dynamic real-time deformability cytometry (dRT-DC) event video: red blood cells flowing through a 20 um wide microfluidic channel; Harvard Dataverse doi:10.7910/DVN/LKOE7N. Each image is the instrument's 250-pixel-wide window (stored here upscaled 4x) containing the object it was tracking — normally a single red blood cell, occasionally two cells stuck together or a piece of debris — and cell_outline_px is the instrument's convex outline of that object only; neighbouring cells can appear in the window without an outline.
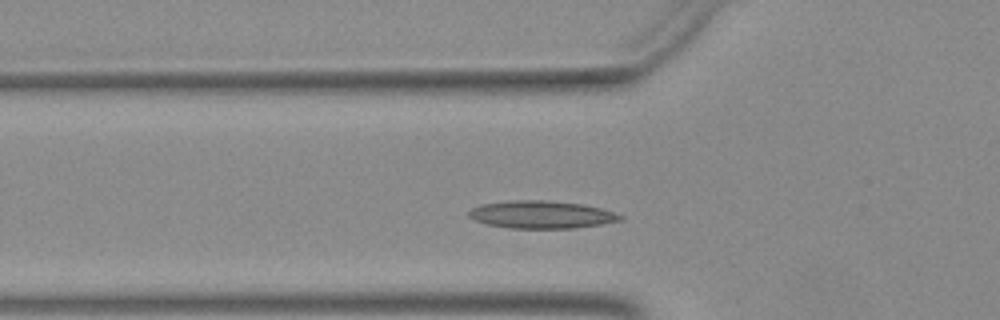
{"species": "Egyptian fruit bat (a non-hibernating species)", "species_latin": "Rousettus aegyptiacus", "temperature_condition": "warm", "stored_images_in_passage": 22, "camera_frame_rate_fps": 3000, "um_per_image_px": 0.085, "animal": {"sex": "female"}, "frame": {"image": 1, "passage_image": 9, "time_ms": 2.667, "image_size_px": [1000, 320], "cell_outline_px": [[624, 220], [576, 228], [508, 228], [488, 224], [472, 220], [468, 216], [468, 212], [472, 208], [480, 204], [512, 200], [544, 200], [584, 204], [616, 212], [624, 216]], "centroid_in_image_um": [46.03, 18.24], "position_along_channel_um": 79.8, "area_um2": 24.57}}
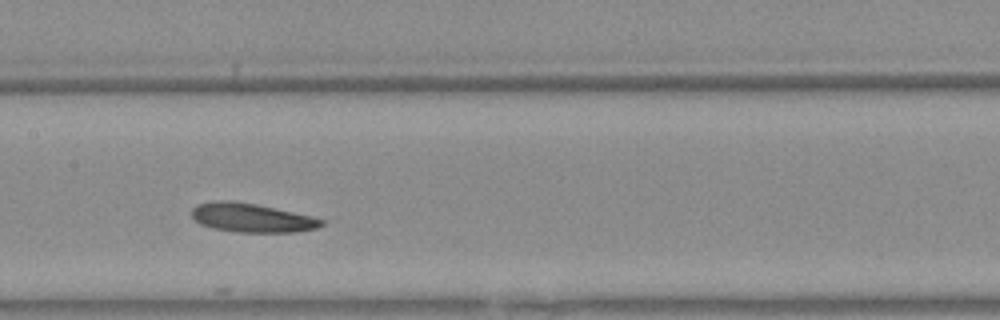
{"frame": {"image": 2, "passage_image": 17, "time_ms": 5.333, "image_size_px": [1000, 320], "cell_outline_px": [[324, 224], [316, 228], [296, 232], [236, 232], [212, 228], [200, 224], [192, 216], [192, 208], [196, 204], [212, 200], [228, 200], [256, 204], [292, 212], [324, 220]], "centroid_in_image_um": [21.33, 18.51], "position_along_channel_um": 186.1, "area_um2": 21.73}}
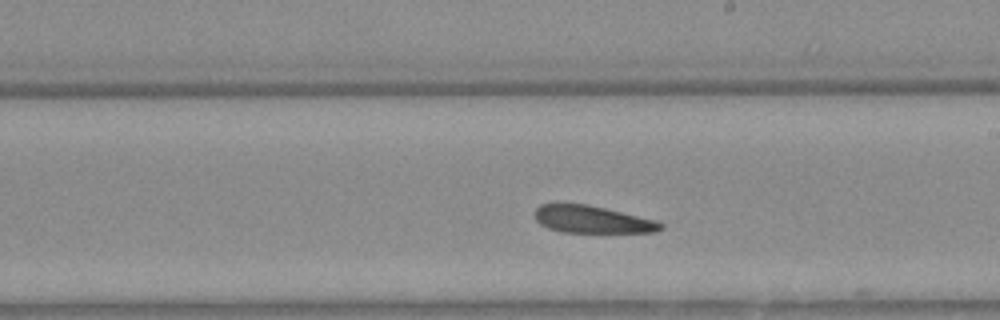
{"frame": {"image": 3, "passage_image": 21, "time_ms": 6.667, "image_size_px": [1000, 320], "cell_outline_px": [[664, 228], [656, 232], [560, 232], [548, 228], [540, 224], [536, 220], [532, 212], [540, 204], [556, 200], [588, 204], [656, 220], [664, 224]], "centroid_in_image_um": [50.23, 18.61], "position_along_channel_um": 238.8, "area_um2": 20.81}}